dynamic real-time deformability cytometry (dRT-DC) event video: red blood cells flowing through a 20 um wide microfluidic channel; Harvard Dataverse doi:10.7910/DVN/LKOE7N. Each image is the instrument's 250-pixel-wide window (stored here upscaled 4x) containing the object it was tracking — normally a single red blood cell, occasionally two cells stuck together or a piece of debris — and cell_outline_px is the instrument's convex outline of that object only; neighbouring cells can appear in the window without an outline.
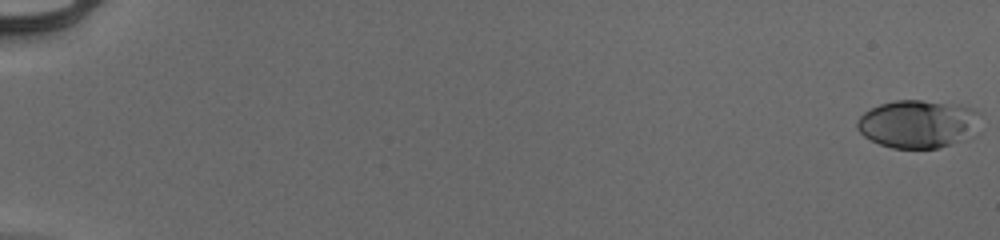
{"species": "human", "species_latin": "Homo sapiens", "temperature_condition": "cold", "stored_images_in_passage": 55, "camera_frame_rate_fps": 3000, "um_per_image_px": 0.085, "donor": {"sex": "male"}, "frame": {"image": 1, "passage_image": 1, "time_ms": 0.0, "image_size_px": [1000, 240], "cell_outline_px": [[984, 112], [976, 136], [936, 148], [892, 148], [880, 144], [864, 136], [856, 128], [856, 120], [864, 112], [880, 104], [896, 100], [920, 100], [960, 104]], "centroid_in_image_um": [78.12, 10.52], "position_along_channel_um": 6.9, "area_um2": 35.2}}
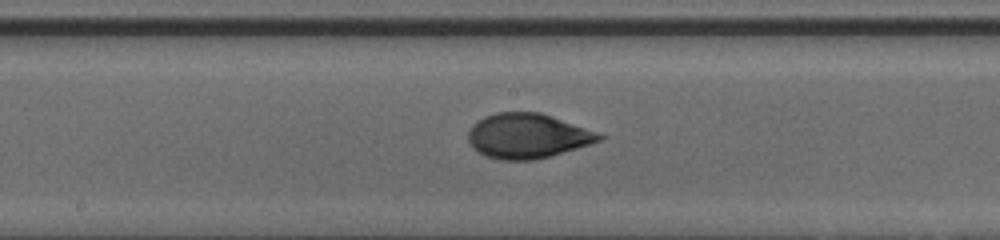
{"frame": {"image": 2, "passage_image": 32, "time_ms": 10.333, "image_size_px": [1000, 240], "cell_outline_px": [[604, 136], [600, 140], [576, 148], [536, 160], [500, 160], [488, 156], [472, 148], [468, 140], [468, 132], [472, 124], [484, 116], [496, 112], [540, 112], [596, 132]], "centroid_in_image_um": [44.77, 11.55], "position_along_channel_um": 203.4, "area_um2": 33.81}}
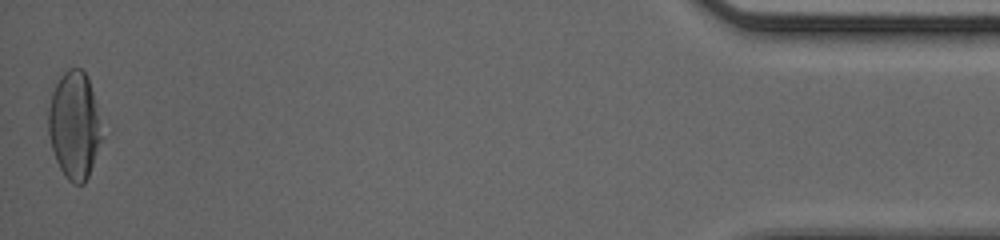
{"frame": {"image": 3, "passage_image": 55, "time_ms": 18.0, "image_size_px": [1000, 240], "cell_outline_px": [[104, 136], [88, 176], [84, 184], [72, 184], [64, 176], [56, 160], [52, 148], [48, 132], [48, 108], [52, 92], [60, 76], [68, 68], [80, 68], [88, 76]], "centroid_in_image_um": [6.32, 10.66], "position_along_channel_um": 428.9, "area_um2": 33.58}, "authors_computed_cell_mechanics": {"area_um2": 33.235, "velocity_mm_per_s": 3.9712, "shape_relaxation_time_tau1_ms": 5.1276, "shape_relaxation_time_tau2_ms": 0.7775, "deformation_change_tau1": 0.2009, "deformation_change_tau2": 0.0493}}